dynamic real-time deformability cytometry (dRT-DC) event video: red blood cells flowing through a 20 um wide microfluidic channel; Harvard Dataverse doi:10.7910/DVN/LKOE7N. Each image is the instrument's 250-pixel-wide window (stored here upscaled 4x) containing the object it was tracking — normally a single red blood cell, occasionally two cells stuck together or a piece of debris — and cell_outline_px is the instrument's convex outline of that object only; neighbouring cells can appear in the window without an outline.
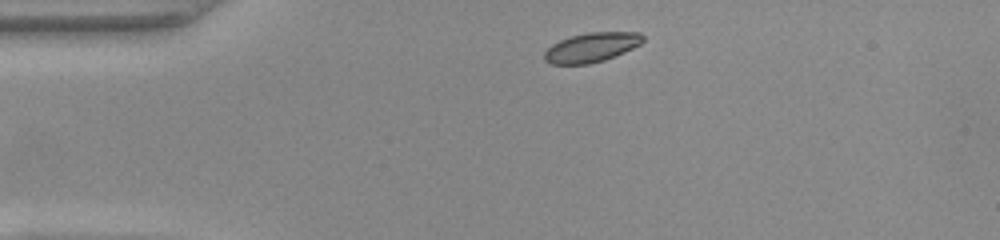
{"species": "common noctule bat (a hibernating species)", "species_latin": "Nyctalus noctula", "temperature_condition": "warm", "stored_images_in_passage": 42, "camera_frame_rate_fps": 3000, "um_per_image_px": 0.085, "animal": {"sex": "female", "body_mass_g": 22.0, "forearm_length_mm": 56.7}, "frame": {"image": 1, "passage_image": 1, "time_ms": 0.0, "image_size_px": [1000, 240], "cell_outline_px": [[644, 40], [640, 44], [624, 52], [604, 60], [588, 64], [552, 64], [544, 60], [544, 52], [552, 44], [560, 40], [572, 36], [588, 32], [640, 32], [644, 36]], "centroid_in_image_um": [50.28, 4.02], "position_along_channel_um": 34.7, "area_um2": 16.82}}
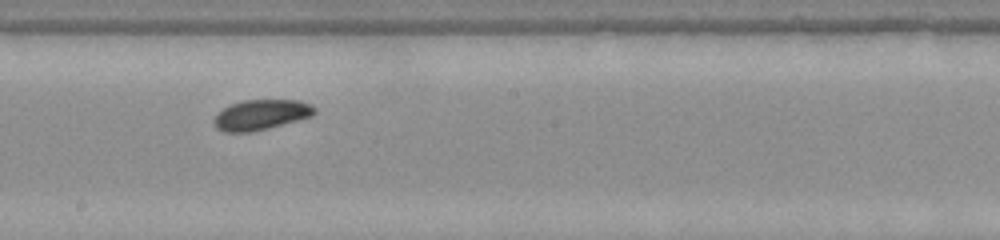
{"frame": {"image": 2, "passage_image": 19, "time_ms": 6.0, "image_size_px": [1000, 240], "cell_outline_px": [[316, 112], [312, 116], [268, 128], [248, 132], [224, 132], [216, 128], [212, 120], [224, 108], [232, 104], [244, 100], [300, 100], [312, 104], [316, 108]], "centroid_in_image_um": [22.21, 9.75], "position_along_channel_um": 226.0, "area_um2": 17.63}}
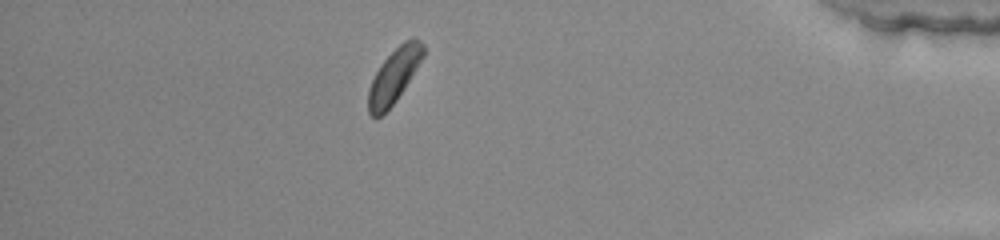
{"frame": {"image": 3, "passage_image": 36, "time_ms": 11.667, "image_size_px": [1000, 240], "cell_outline_px": [[424, 56], [404, 88], [396, 100], [380, 116], [372, 116], [368, 112], [368, 88], [380, 64], [404, 40], [412, 36], [416, 36], [424, 44]], "centroid_in_image_um": [33.51, 6.39], "position_along_channel_um": 401.7, "area_um2": 17.17}, "authors_computed_cell_mechanics": {"area_um2": 17.3978, "velocity_mm_per_s": 3.8682, "shape_relaxation_time_tau1_ms": 1.4249, "shape_relaxation_time_tau2_ms": 5.1341, "deformation_change_tau1": 0.0781, "deformation_change_tau2": 0.0437}}